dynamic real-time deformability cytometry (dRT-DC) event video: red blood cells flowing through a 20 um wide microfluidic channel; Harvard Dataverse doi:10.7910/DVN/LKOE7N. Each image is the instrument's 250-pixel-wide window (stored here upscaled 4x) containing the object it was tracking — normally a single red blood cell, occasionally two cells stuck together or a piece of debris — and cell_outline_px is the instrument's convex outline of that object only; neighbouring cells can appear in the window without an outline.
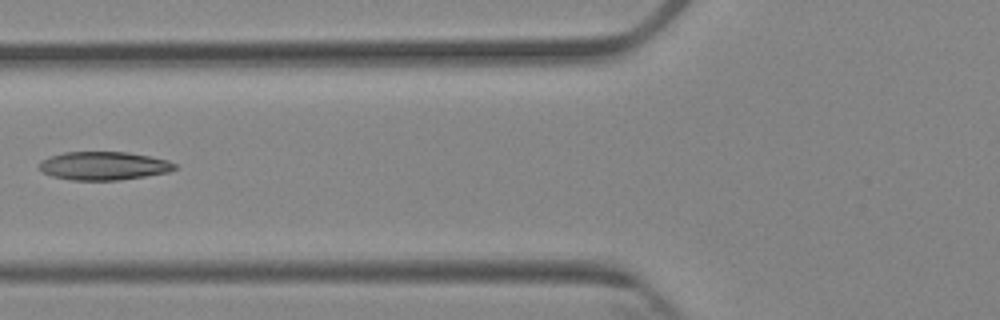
{"species": "Egyptian fruit bat (a non-hibernating species)", "species_latin": "Rousettus aegyptiacus", "temperature_condition": "cold", "stored_images_in_passage": 7, "camera_frame_rate_fps": 3000, "um_per_image_px": 0.085, "animal": {"sex": "female"}, "frame": {"image": 1, "passage_image": 6, "time_ms": 5.667, "image_size_px": [1000, 320], "cell_outline_px": [[176, 168], [168, 172], [120, 180], [72, 180], [52, 176], [40, 172], [40, 160], [64, 152], [128, 152], [168, 160], [176, 164]], "centroid_in_image_um": [8.8, 14.09], "position_along_channel_um": 117.0, "area_um2": 22.31}}
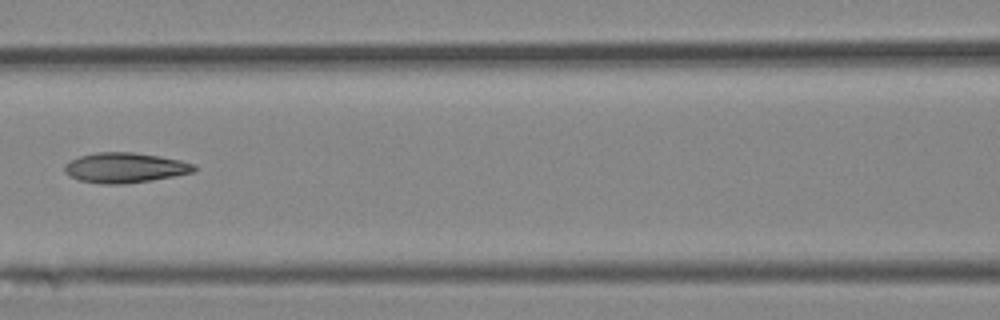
{"frame": {"image": 2, "passage_image": 7, "time_ms": 6.667, "image_size_px": [1000, 320], "cell_outline_px": [[196, 172], [152, 180], [124, 184], [100, 184], [80, 180], [68, 176], [64, 172], [64, 164], [80, 156], [96, 152], [132, 152], [160, 156], [180, 160], [196, 164]], "centroid_in_image_um": [10.63, 14.26], "position_along_channel_um": 156.0, "area_um2": 22.89}}